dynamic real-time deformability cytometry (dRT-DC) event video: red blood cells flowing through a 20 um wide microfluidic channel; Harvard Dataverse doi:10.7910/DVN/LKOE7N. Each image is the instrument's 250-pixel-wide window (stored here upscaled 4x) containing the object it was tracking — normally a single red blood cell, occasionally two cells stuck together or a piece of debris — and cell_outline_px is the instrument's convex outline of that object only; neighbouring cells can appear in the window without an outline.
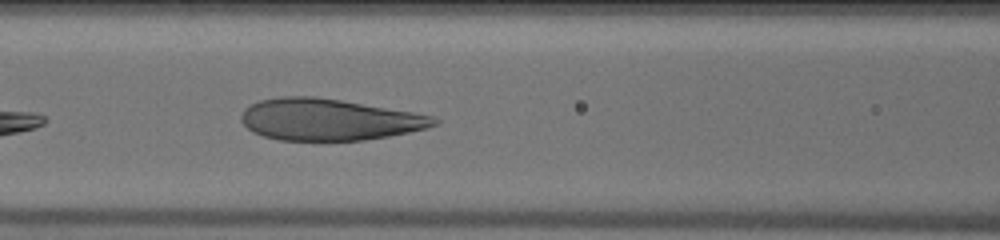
{"species": "human", "species_latin": "Homo sapiens", "temperature_condition": "warm", "stored_images_in_passage": 26, "camera_frame_rate_fps": 3000, "um_per_image_px": 0.085, "donor": {"sex": "male"}, "frame": {"image": 1, "passage_image": 6, "time_ms": 1.667, "image_size_px": [1000, 240], "cell_outline_px": [[440, 120], [436, 124], [428, 128], [388, 136], [364, 140], [280, 140], [264, 136], [252, 132], [240, 120], [240, 116], [244, 108], [260, 100], [280, 96], [316, 96], [412, 112], [432, 116]], "centroid_in_image_um": [27.92, 10.16], "position_along_channel_um": 138.7, "area_um2": 46.53}}
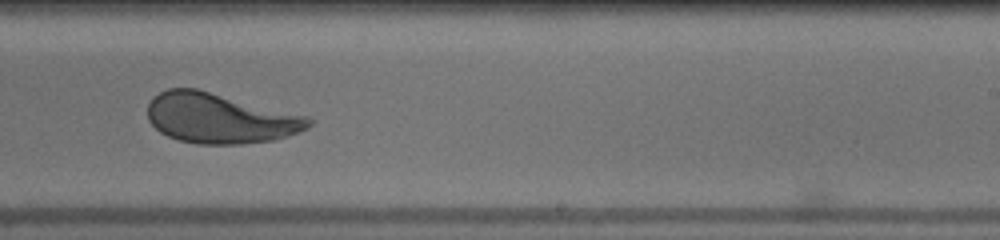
{"frame": {"image": 2, "passage_image": 15, "time_ms": 4.667, "image_size_px": [1000, 240], "cell_outline_px": [[312, 124], [308, 128], [288, 136], [272, 140], [244, 144], [196, 144], [180, 140], [168, 136], [160, 132], [148, 120], [148, 104], [160, 92], [168, 88], [196, 88], [308, 116], [312, 120]], "centroid_in_image_um": [18.7, 10.06], "position_along_channel_um": 270.3, "area_um2": 46.93}}
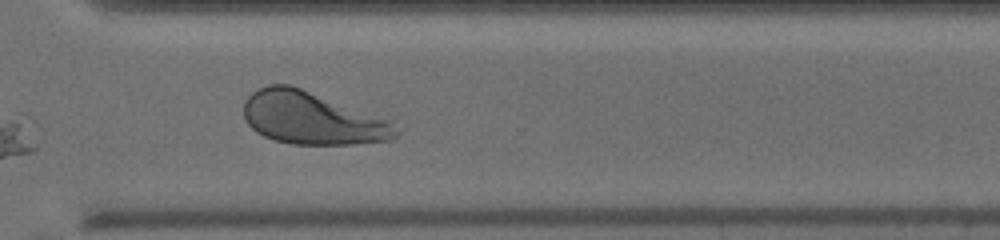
{"frame": {"image": 3, "passage_image": 20, "time_ms": 6.333, "image_size_px": [1000, 240], "cell_outline_px": [[400, 132], [392, 140], [352, 144], [292, 144], [276, 140], [264, 136], [256, 132], [244, 120], [244, 100], [252, 92], [268, 84], [288, 84], [300, 88], [388, 120]], "centroid_in_image_um": [26.47, 10.06], "position_along_channel_um": 344.1, "area_um2": 46.01}}